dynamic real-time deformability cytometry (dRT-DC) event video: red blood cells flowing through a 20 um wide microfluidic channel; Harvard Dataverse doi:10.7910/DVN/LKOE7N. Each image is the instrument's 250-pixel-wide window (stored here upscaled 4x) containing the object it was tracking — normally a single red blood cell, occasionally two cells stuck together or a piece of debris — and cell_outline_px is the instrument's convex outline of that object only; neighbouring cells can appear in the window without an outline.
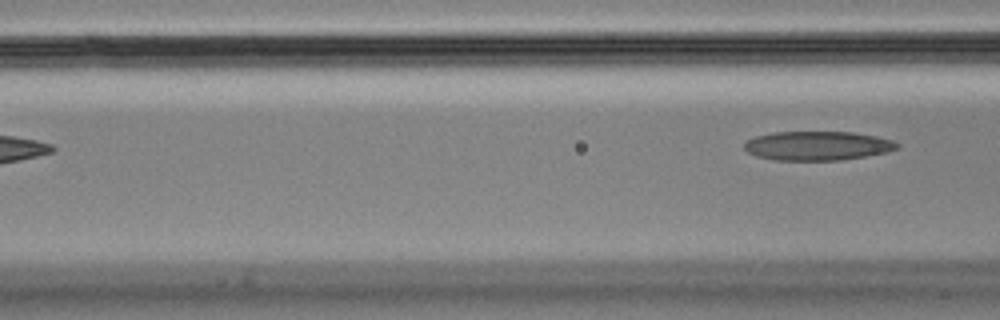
{"species": "Egyptian fruit bat (a non-hibernating species)", "species_latin": "Rousettus aegyptiacus", "temperature_condition": "cold", "stored_images_in_passage": 5, "segment_of_instrument_passage": [2, 2], "camera_frame_rate_fps": 3000, "um_per_image_px": 0.085, "animal": {"sex": "male"}, "frame": {"image": 1, "passage_image": 5, "time_ms": 1.333, "image_size_px": [1000, 320], "cell_outline_px": [[900, 148], [888, 152], [840, 160], [776, 160], [756, 156], [748, 152], [744, 148], [744, 144], [748, 140], [756, 136], [772, 132], [852, 132], [876, 136], [892, 140], [900, 144]], "centroid_in_image_um": [69.51, 12.39], "position_along_channel_um": 97.1, "area_um2": 25.89}}